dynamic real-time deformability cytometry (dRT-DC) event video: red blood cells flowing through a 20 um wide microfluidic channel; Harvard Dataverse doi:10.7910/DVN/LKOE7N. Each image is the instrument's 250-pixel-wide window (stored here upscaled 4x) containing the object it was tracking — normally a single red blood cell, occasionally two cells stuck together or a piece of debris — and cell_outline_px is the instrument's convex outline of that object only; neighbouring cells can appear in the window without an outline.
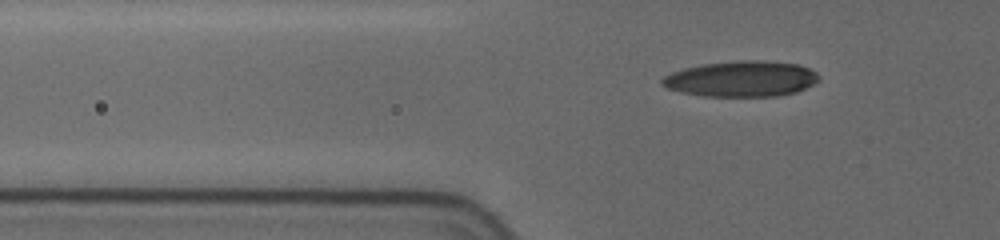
{"species": "human", "species_latin": "Homo sapiens", "temperature_condition": "cold", "stored_images_in_passage": 33, "camera_frame_rate_fps": 3000, "um_per_image_px": 0.085, "donor": {"sex": "female"}, "frame": {"image": 1, "passage_image": 2, "time_ms": 0.333, "image_size_px": [1000, 240], "cell_outline_px": [[820, 80], [796, 92], [776, 96], [704, 96], [680, 92], [664, 88], [660, 84], [660, 80], [664, 76], [672, 72], [684, 68], [704, 64], [740, 60], [760, 60], [796, 64], [808, 68], [816, 72], [820, 76]], "centroid_in_image_um": [62.98, 6.7], "position_along_channel_um": 62.8, "area_um2": 32.66}}
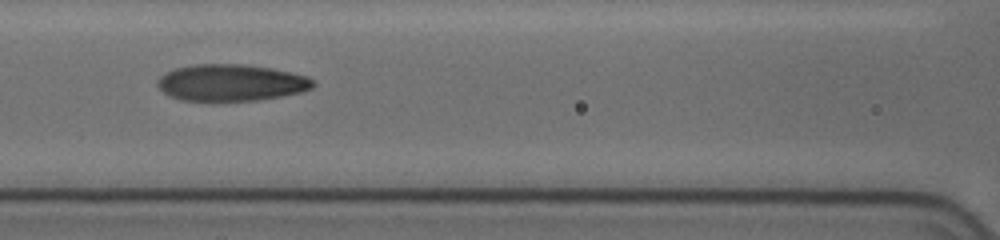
{"frame": {"image": 2, "passage_image": 23, "time_ms": 3.0, "image_size_px": [1000, 240], "cell_outline_px": [[316, 84], [312, 88], [300, 92], [280, 96], [256, 100], [180, 100], [164, 92], [156, 84], [156, 80], [164, 72], [176, 68], [192, 64], [244, 64], [272, 68], [292, 72], [308, 76]], "centroid_in_image_um": [19.64, 7.01], "position_along_channel_um": 147.0, "area_um2": 33.18}}
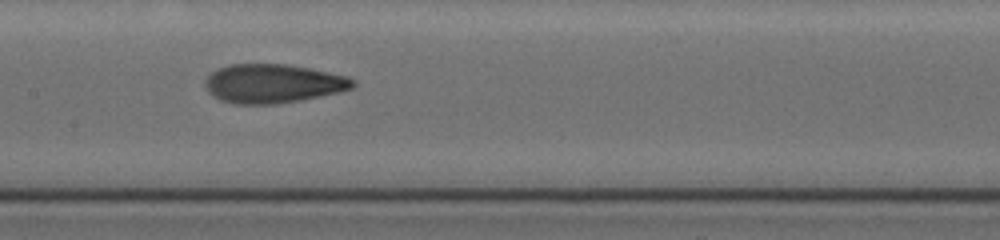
{"frame": {"image": 3, "passage_image": 32, "time_ms": 4.0, "image_size_px": [1000, 240], "cell_outline_px": [[356, 84], [352, 88], [340, 92], [300, 100], [276, 104], [236, 104], [224, 100], [208, 92], [204, 84], [204, 80], [212, 72], [228, 64], [288, 64], [348, 76], [356, 80]], "centroid_in_image_um": [23.23, 7.1], "position_along_channel_um": 184.2, "area_um2": 33.41}}